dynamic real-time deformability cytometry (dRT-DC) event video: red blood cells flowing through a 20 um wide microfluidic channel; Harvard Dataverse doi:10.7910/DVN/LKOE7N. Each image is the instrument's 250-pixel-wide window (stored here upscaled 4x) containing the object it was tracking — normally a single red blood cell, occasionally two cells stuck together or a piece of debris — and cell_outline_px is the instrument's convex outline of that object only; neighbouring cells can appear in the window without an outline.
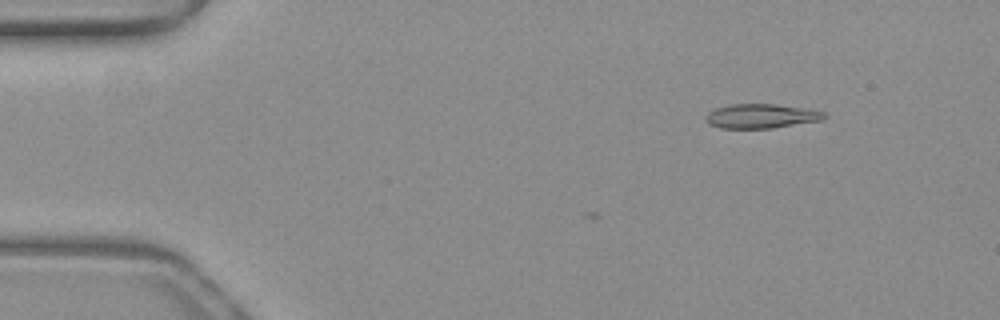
{"species": "common noctule bat (a hibernating species)", "species_latin": "Nyctalus noctula", "temperature_condition": "warm", "stored_images_in_passage": 3, "camera_frame_rate_fps": 3000, "um_per_image_px": 0.085, "animal": {"sex": "female", "body_mass_g": 19.3, "forearm_length_mm": 54.1}, "frame": {"image": 1, "passage_image": 1, "time_ms": 0.0, "image_size_px": [1000, 320], "cell_outline_px": [[828, 116], [820, 120], [772, 128], [720, 128], [708, 124], [704, 116], [708, 112], [716, 108], [732, 104], [776, 104], [808, 108], [824, 112]], "centroid_in_image_um": [64.69, 9.86], "position_along_channel_um": 20.3, "area_um2": 16.82}}